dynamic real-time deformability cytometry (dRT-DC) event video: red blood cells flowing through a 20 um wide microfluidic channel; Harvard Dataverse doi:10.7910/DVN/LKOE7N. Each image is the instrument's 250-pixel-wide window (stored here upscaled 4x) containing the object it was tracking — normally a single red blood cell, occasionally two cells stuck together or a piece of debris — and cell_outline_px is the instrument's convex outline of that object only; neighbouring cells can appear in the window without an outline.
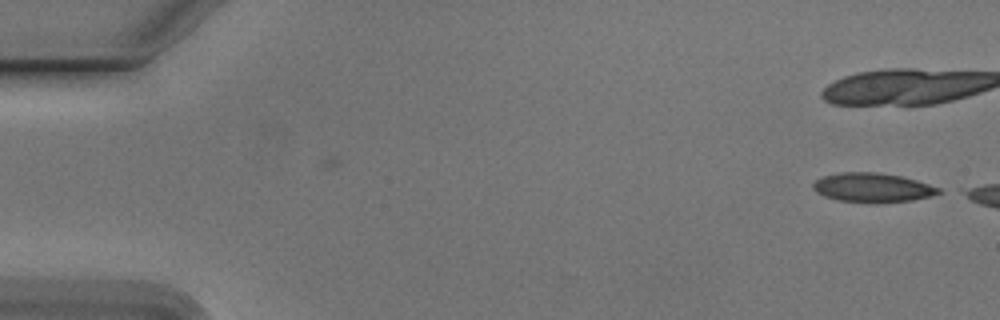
{"species": "Egyptian fruit bat (a non-hibernating species)", "species_latin": "Rousettus aegyptiacus", "temperature_condition": "cold", "stored_images_in_passage": 11, "camera_frame_rate_fps": 3000, "um_per_image_px": 0.085, "animal": {"sex": "male"}, "frame": {"image": 1, "passage_image": 1, "time_ms": 0.0, "image_size_px": [1000, 320], "cell_outline_px": [[944, 192], [932, 196], [912, 200], [876, 204], [840, 200], [824, 196], [816, 192], [812, 188], [812, 184], [816, 180], [824, 176], [840, 172], [880, 172], [900, 176], [916, 180], [940, 188]], "centroid_in_image_um": [74.18, 15.95], "position_along_channel_um": 10.8, "area_um2": 21.62}}